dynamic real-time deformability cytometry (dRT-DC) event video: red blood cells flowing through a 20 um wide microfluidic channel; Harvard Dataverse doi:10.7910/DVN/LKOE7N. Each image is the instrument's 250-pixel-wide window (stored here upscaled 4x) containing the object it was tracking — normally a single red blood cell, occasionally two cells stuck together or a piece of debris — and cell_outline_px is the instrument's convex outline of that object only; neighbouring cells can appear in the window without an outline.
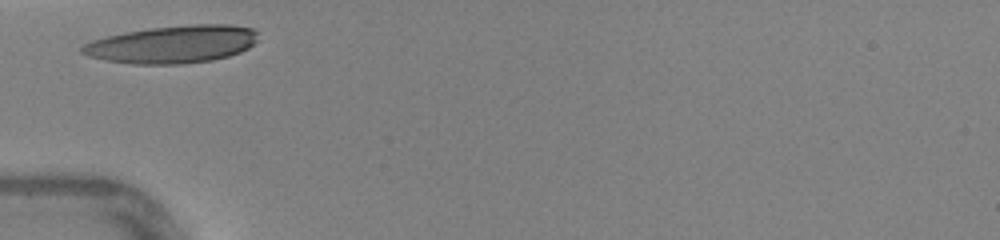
{"species": "human", "species_latin": "Homo sapiens", "temperature_condition": "warm", "stored_images_in_passage": 22, "camera_frame_rate_fps": 3000, "um_per_image_px": 0.085, "donor": {"sex": "female"}, "frame": {"image": 1, "passage_image": 1, "time_ms": 0.0, "image_size_px": [1000, 240], "cell_outline_px": [[260, 32], [256, 40], [248, 48], [240, 52], [228, 56], [212, 60], [180, 64], [132, 64], [104, 60], [88, 56], [80, 52], [80, 48], [84, 44], [92, 40], [124, 32], [148, 28], [188, 24], [228, 24], [252, 28]], "centroid_in_image_um": [14.66, 3.76], "position_along_channel_um": 70.3, "area_um2": 38.78}}
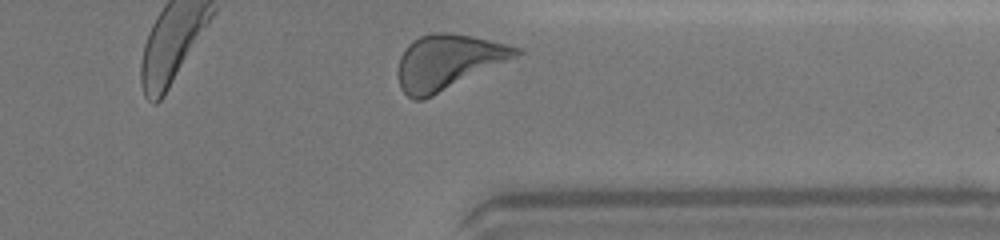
{"frame": {"image": 2, "passage_image": 22, "time_ms": 7.0, "image_size_px": [1000, 240], "cell_outline_px": [[524, 52], [508, 60], [424, 100], [412, 100], [400, 88], [396, 76], [396, 72], [400, 56], [404, 48], [412, 40], [420, 36], [436, 32], [448, 32], [472, 36], [524, 48]], "centroid_in_image_um": [38.02, 5.26], "position_along_channel_um": 373.4, "area_um2": 37.74}, "authors_computed_cell_mechanics": {"area_um2": 36.5007, "velocity_mm_per_s": 4.3393, "shape_relaxation_time_tau1_ms": 2.8048, "shape_relaxation_time_tau2_ms": null, "deformation_change_tau1": 0.1471, "deformation_change_tau2": null}}